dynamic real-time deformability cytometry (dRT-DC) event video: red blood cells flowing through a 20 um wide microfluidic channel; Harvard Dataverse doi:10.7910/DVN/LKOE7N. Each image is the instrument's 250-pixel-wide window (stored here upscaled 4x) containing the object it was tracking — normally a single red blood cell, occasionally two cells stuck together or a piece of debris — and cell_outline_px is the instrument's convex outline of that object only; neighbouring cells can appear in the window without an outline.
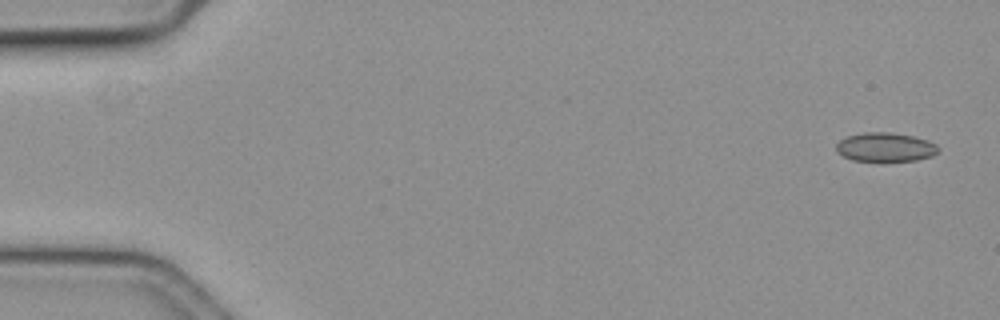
{"species": "common noctule bat (a hibernating species)", "species_latin": "Nyctalus noctula", "temperature_condition": "cold", "stored_images_in_passage": 56, "camera_frame_rate_fps": 3000, "um_per_image_px": 0.085, "animal": {"sex": "female", "body_mass_g": 19.3, "forearm_length_mm": 54.1}, "frame": {"image": 1, "passage_image": 1, "time_ms": 0.0, "image_size_px": [1000, 320], "cell_outline_px": [[940, 148], [932, 156], [916, 160], [852, 160], [836, 152], [836, 144], [840, 140], [848, 136], [864, 132], [892, 132], [912, 136], [928, 140], [936, 144]], "centroid_in_image_um": [75.25, 12.49], "position_along_channel_um": 9.7, "area_um2": 17.05}}
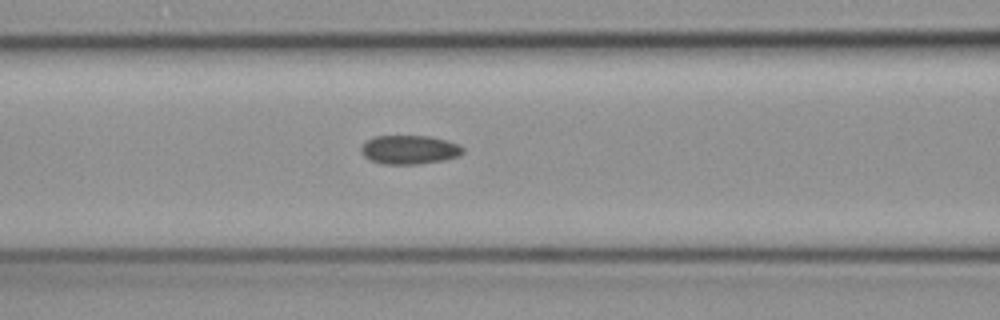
{"frame": {"image": 2, "passage_image": 23, "time_ms": 7.333, "image_size_px": [1000, 320], "cell_outline_px": [[464, 152], [460, 156], [444, 160], [420, 164], [380, 164], [368, 160], [360, 152], [360, 148], [372, 136], [432, 136], [456, 144], [464, 148]], "centroid_in_image_um": [34.78, 12.74], "position_along_channel_um": 131.8, "area_um2": 17.28}}
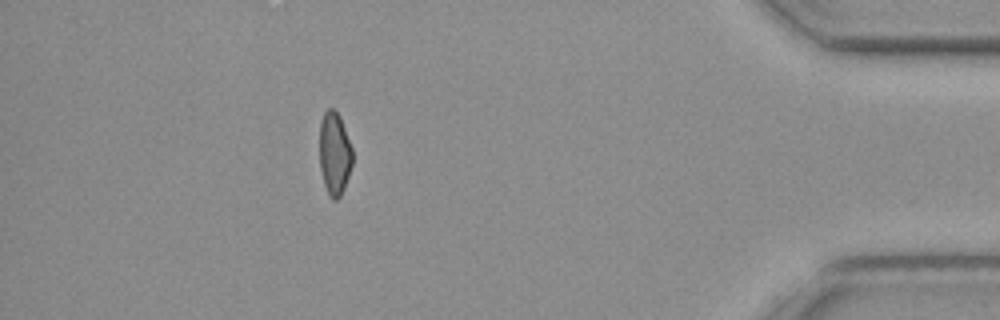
{"frame": {"image": 3, "passage_image": 50, "time_ms": 16.333, "image_size_px": [1000, 320], "cell_outline_px": [[352, 164], [344, 188], [340, 196], [336, 200], [332, 200], [328, 196], [324, 184], [320, 168], [320, 124], [324, 112], [328, 108], [332, 108], [340, 116], [352, 148]], "centroid_in_image_um": [28.43, 13.07], "position_along_channel_um": 406.8, "area_um2": 15.9}, "authors_computed_cell_mechanics": {"area_um2": 17.1088, "velocity_mm_per_s": 3.6357, "shape_relaxation_time_tau1_ms": null, "shape_relaxation_time_tau2_ms": 4.6599, "deformation_change_tau1": null, "deformation_change_tau2": 0.0914}}